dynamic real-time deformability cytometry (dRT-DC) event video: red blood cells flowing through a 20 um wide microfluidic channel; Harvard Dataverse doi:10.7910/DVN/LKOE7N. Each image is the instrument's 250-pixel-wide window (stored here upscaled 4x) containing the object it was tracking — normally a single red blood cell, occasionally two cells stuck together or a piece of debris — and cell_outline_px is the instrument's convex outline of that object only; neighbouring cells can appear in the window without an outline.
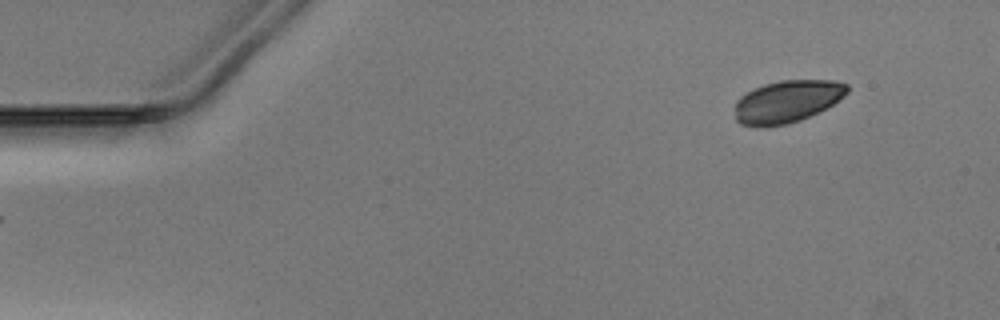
{"species": "Egyptian fruit bat (a non-hibernating species)", "species_latin": "Rousettus aegyptiacus", "temperature_condition": "warm", "stored_images_in_passage": 48, "camera_frame_rate_fps": 3000, "um_per_image_px": 0.085, "animal": {"sex": "male"}, "frame": {"image": 1, "passage_image": 1, "time_ms": 0.0, "image_size_px": [1000, 320], "cell_outline_px": [[848, 92], [844, 96], [832, 104], [800, 120], [788, 124], [764, 128], [756, 128], [740, 124], [736, 120], [736, 100], [740, 96], [752, 88], [764, 84], [780, 80], [836, 80], [848, 84]], "centroid_in_image_um": [66.86, 8.63], "position_along_channel_um": 18.1, "area_um2": 27.98}}
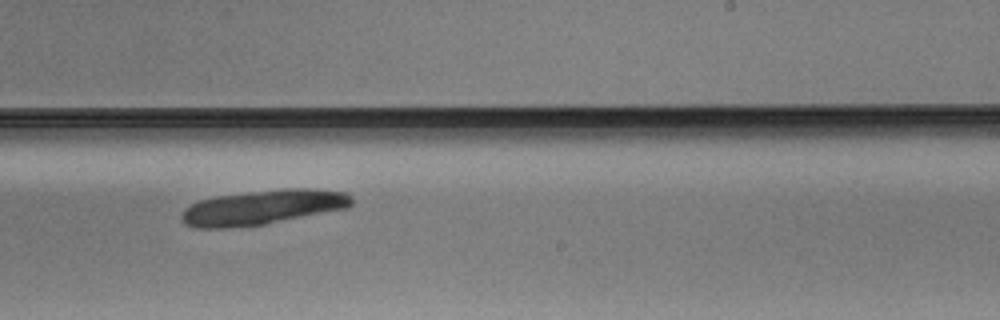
{"frame": {"image": 2, "passage_image": 28, "time_ms": 9.0, "image_size_px": [1000, 320], "cell_outline_px": [[352, 204], [348, 208], [264, 224], [228, 228], [196, 228], [184, 224], [180, 216], [184, 208], [200, 200], [216, 196], [248, 192], [284, 188], [308, 188], [348, 192], [352, 196]], "centroid_in_image_um": [22.34, 17.62], "position_along_channel_um": 266.7, "area_um2": 34.51}}
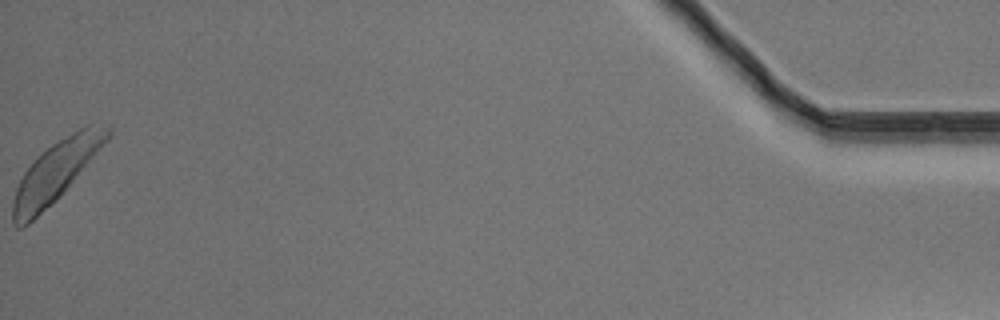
{"frame": {"image": 3, "passage_image": 48, "time_ms": 15.667, "image_size_px": [1000, 320], "cell_outline_px": [[112, 132], [108, 140], [60, 196], [28, 224], [20, 228], [16, 228], [12, 224], [12, 204], [16, 188], [24, 172], [52, 144], [72, 132], [88, 124], [112, 124]], "centroid_in_image_um": [4.78, 14.57], "position_along_channel_um": 430.4, "area_um2": 32.66}}